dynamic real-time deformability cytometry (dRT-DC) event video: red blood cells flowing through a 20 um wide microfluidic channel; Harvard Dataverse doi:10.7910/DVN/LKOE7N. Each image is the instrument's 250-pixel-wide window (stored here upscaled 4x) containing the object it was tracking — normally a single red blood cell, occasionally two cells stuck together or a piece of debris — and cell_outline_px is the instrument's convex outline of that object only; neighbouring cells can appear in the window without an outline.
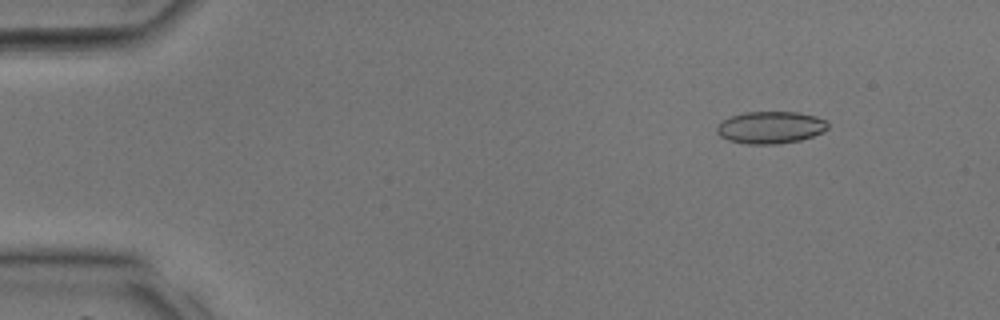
{"species": "common noctule bat (a hibernating species)", "species_latin": "Nyctalus noctula", "temperature_condition": "room temperature", "stored_images_in_passage": 6, "camera_frame_rate_fps": 3000, "um_per_image_px": 0.085, "animal": {"sex": "male", "body_mass_g": 17.9, "forearm_length_mm": 54.2}, "frame": {"image": 1, "passage_image": 2, "time_ms": 0.333, "image_size_px": [1000, 320], "cell_outline_px": [[828, 128], [824, 132], [800, 140], [776, 144], [748, 144], [728, 140], [720, 136], [716, 132], [716, 124], [732, 116], [744, 112], [796, 112], [816, 116], [828, 120]], "centroid_in_image_um": [65.5, 10.83], "position_along_channel_um": 19.5, "area_um2": 20.92}}